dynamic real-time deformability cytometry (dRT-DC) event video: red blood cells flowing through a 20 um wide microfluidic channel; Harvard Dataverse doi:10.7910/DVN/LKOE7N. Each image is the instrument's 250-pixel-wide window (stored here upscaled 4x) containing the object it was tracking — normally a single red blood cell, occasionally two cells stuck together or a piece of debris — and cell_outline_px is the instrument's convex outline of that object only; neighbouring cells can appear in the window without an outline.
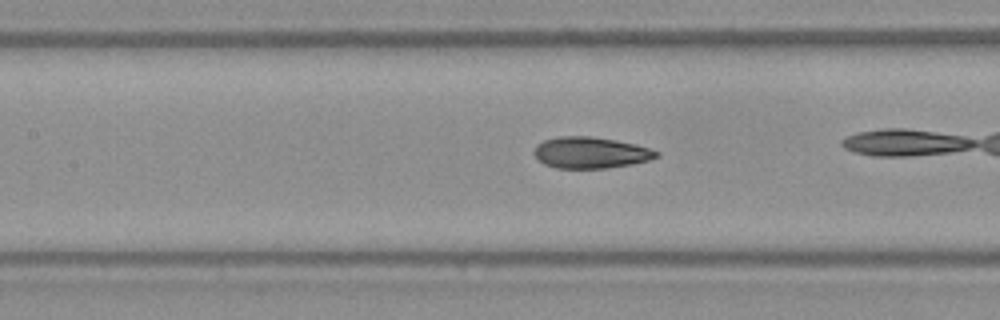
{"species": "Egyptian fruit bat (a non-hibernating species)", "species_latin": "Rousettus aegyptiacus", "temperature_condition": "warm", "stored_images_in_passage": 43, "camera_frame_rate_fps": 3000, "um_per_image_px": 0.085, "frame": {"image": 1, "passage_image": 25, "time_ms": 8.0, "image_size_px": [1000, 320], "cell_outline_px": [[660, 156], [648, 160], [632, 164], [604, 168], [556, 168], [544, 164], [532, 152], [536, 144], [544, 140], [560, 136], [588, 136], [616, 140], [636, 144], [660, 152]], "centroid_in_image_um": [50.19, 12.97], "position_along_channel_um": 157.2, "area_um2": 22.31}}